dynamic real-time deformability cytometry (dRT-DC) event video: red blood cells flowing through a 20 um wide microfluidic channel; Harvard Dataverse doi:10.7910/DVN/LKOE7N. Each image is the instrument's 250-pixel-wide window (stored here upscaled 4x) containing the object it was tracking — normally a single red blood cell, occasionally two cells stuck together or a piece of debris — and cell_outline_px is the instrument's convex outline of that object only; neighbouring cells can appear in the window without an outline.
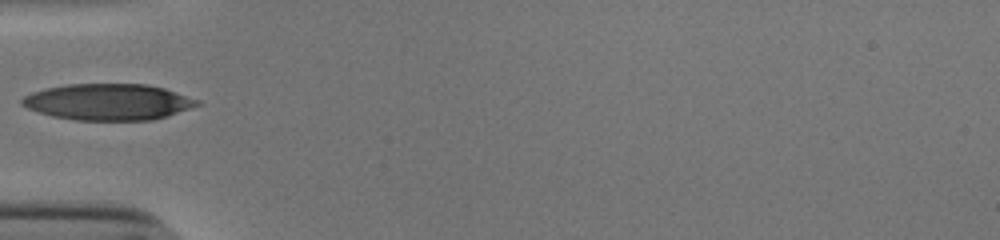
{"species": "human", "species_latin": "Homo sapiens", "temperature_condition": "cold", "stored_images_in_passage": 34, "camera_frame_rate_fps": 3000, "um_per_image_px": 0.085, "donor": {"sex": "male"}, "frame": {"image": 1, "passage_image": 1, "time_ms": 0.0, "image_size_px": [1000, 240], "cell_outline_px": [[204, 104], [168, 116], [152, 120], [76, 120], [52, 116], [28, 108], [20, 104], [20, 100], [24, 96], [32, 92], [48, 88], [68, 84], [148, 84], [164, 88], [200, 100]], "centroid_in_image_um": [9.25, 8.67], "position_along_channel_um": 75.8, "area_um2": 37.17}}
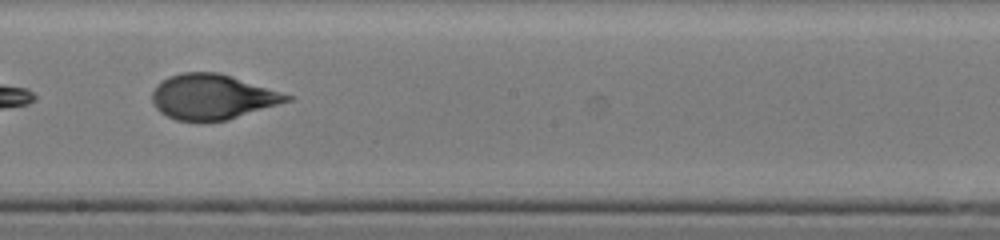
{"frame": {"image": 2, "passage_image": 13, "time_ms": 4.0, "image_size_px": [1000, 240], "cell_outline_px": [[296, 96], [292, 100], [228, 120], [196, 124], [176, 120], [160, 112], [156, 108], [152, 100], [152, 92], [156, 84], [160, 80], [168, 76], [184, 72], [216, 72], [232, 76]], "centroid_in_image_um": [18.04, 8.26], "position_along_channel_um": 230.2, "area_um2": 36.18}}
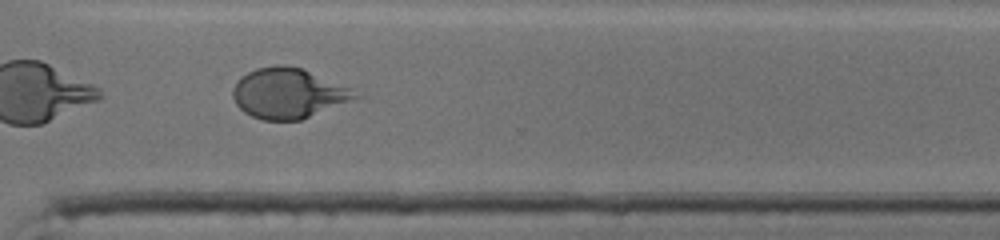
{"frame": {"image": 3, "passage_image": 22, "time_ms": 7.0, "image_size_px": [1000, 240], "cell_outline_px": [[364, 96], [300, 120], [264, 120], [252, 116], [244, 112], [236, 104], [232, 96], [232, 88], [248, 72], [256, 68], [276, 64], [288, 64], [304, 68], [348, 88]], "centroid_in_image_um": [24.5, 7.92], "position_along_channel_um": 346.1, "area_um2": 35.66}}